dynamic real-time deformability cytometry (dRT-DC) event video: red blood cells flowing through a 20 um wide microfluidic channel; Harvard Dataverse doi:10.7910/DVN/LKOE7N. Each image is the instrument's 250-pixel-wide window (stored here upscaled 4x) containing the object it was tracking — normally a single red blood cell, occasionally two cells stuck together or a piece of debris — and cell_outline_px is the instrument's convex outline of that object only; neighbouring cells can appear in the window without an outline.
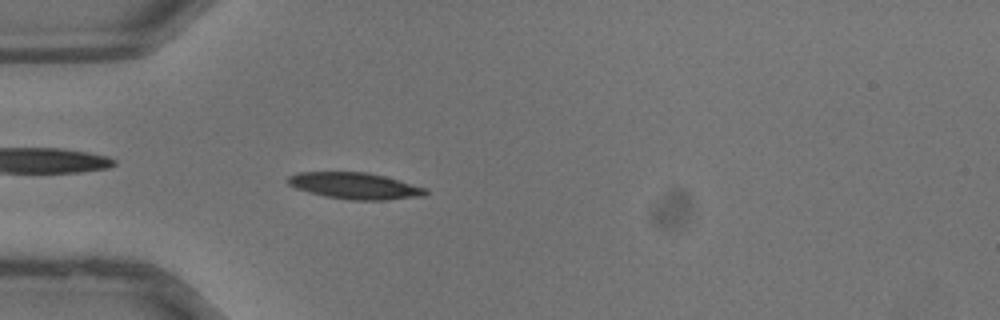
{"species": "common noctule bat (a hibernating species)", "species_latin": "Nyctalus noctula", "temperature_condition": "warm", "stored_images_in_passage": 37, "camera_frame_rate_fps": 3000, "um_per_image_px": 0.085, "animal": {"sex": "male", "body_mass_g": 13.3}, "frame": {"image": 1, "passage_image": 11, "time_ms": 3.333, "image_size_px": [1000, 320], "cell_outline_px": [[428, 192], [424, 196], [388, 200], [352, 200], [324, 196], [308, 192], [296, 188], [288, 184], [284, 180], [288, 176], [296, 172], [368, 172], [384, 176], [428, 188]], "centroid_in_image_um": [30.15, 15.79], "position_along_channel_um": 54.8, "area_um2": 21.44}}
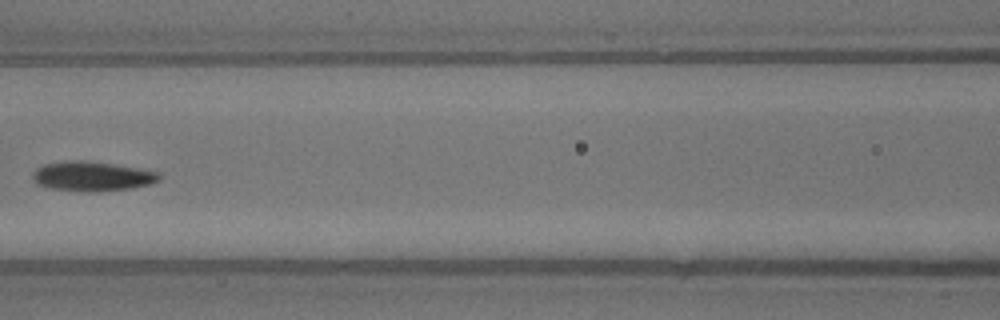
{"frame": {"image": 2, "passage_image": 17, "time_ms": 5.333, "image_size_px": [1000, 320], "cell_outline_px": [[160, 180], [152, 184], [132, 188], [96, 192], [88, 192], [52, 188], [36, 184], [32, 180], [32, 172], [36, 168], [44, 164], [76, 160], [80, 160], [112, 164], [160, 172]], "centroid_in_image_um": [7.83, 14.99], "position_along_channel_um": 158.8, "area_um2": 21.79}}
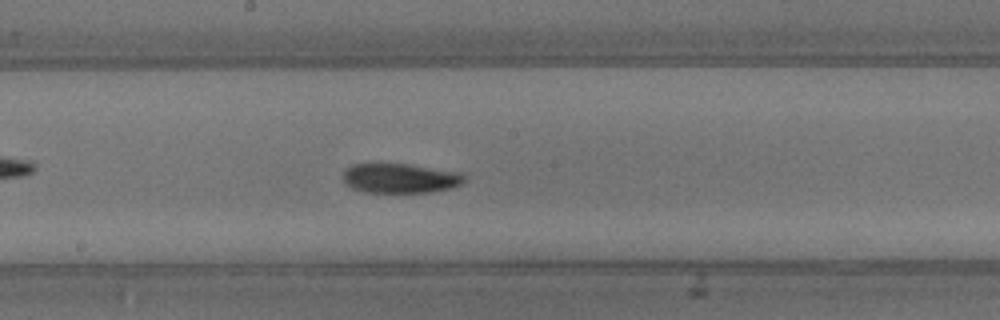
{"frame": {"image": 3, "passage_image": 20, "time_ms": 6.333, "image_size_px": [1000, 320], "cell_outline_px": [[464, 180], [460, 184], [452, 188], [432, 192], [364, 192], [352, 188], [344, 184], [344, 172], [352, 164], [404, 164], [460, 172], [464, 176]], "centroid_in_image_um": [34.0, 15.16], "position_along_channel_um": 214.2, "area_um2": 20.69}}